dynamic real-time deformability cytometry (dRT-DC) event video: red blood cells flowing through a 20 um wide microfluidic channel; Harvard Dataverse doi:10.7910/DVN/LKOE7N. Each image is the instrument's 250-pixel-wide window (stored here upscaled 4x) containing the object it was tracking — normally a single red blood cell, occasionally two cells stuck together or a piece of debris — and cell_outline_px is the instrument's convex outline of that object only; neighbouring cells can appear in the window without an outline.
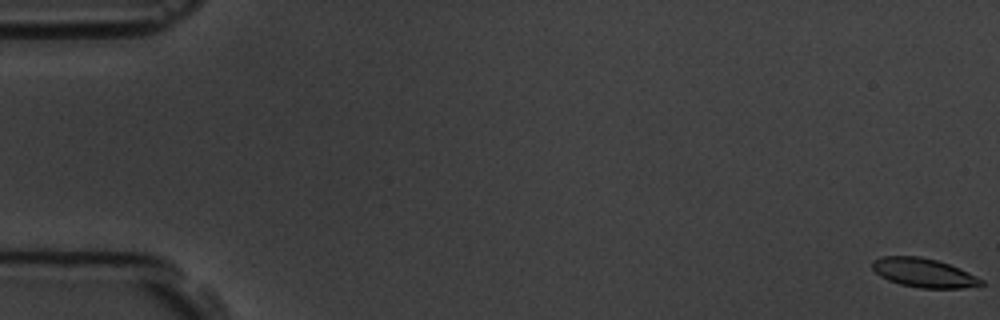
{"species": "common noctule bat (a hibernating species)", "species_latin": "Nyctalus noctula", "temperature_condition": "room temperature", "stored_images_in_passage": 6, "camera_frame_rate_fps": 3000, "um_per_image_px": 0.085, "animal": {"sex": "male", "body_mass_g": 19.5, "forearm_length_mm": 54.6}, "frame": {"image": 1, "passage_image": 1, "time_ms": 0.0, "image_size_px": [1000, 320], "cell_outline_px": [[984, 284], [960, 288], [920, 288], [900, 284], [888, 280], [880, 276], [872, 268], [872, 260], [880, 256], [920, 256], [936, 260], [960, 268], [984, 280]], "centroid_in_image_um": [78.49, 23.18], "position_along_channel_um": 6.5, "area_um2": 18.38}}
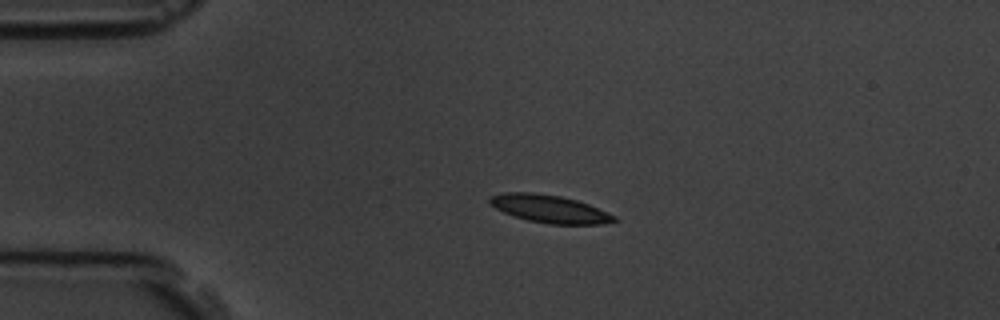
{"frame": {"image": 2, "passage_image": 5, "time_ms": 4.333, "image_size_px": [1000, 320], "cell_outline_px": [[620, 220], [604, 224], [548, 224], [528, 220], [504, 212], [488, 204], [488, 196], [504, 192], [532, 192], [560, 196], [576, 200], [588, 204], [616, 216]], "centroid_in_image_um": [46.7, 17.75], "position_along_channel_um": 38.3, "area_um2": 20.17}}